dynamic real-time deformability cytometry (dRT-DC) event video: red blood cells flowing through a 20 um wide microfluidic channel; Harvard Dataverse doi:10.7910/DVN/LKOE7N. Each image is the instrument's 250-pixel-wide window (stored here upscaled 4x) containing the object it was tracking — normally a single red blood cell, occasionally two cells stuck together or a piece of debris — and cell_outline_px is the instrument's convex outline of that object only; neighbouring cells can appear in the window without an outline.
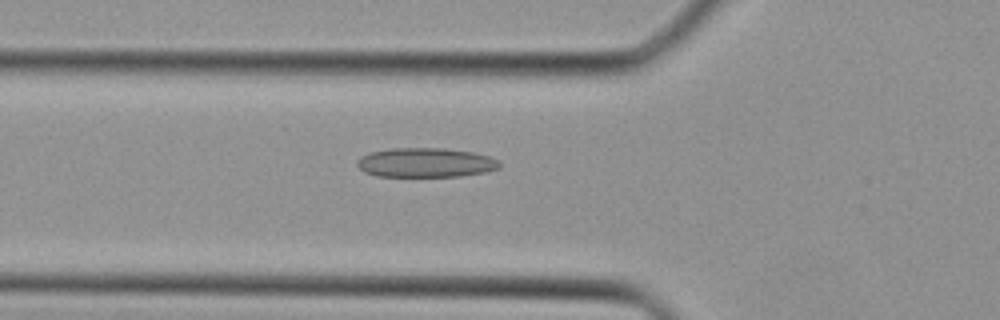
{"species": "Egyptian fruit bat (a non-hibernating species)", "species_latin": "Rousettus aegyptiacus", "temperature_condition": "cold", "stored_images_in_passage": 37, "camera_frame_rate_fps": 3000, "um_per_image_px": 0.085, "animal": {"sex": "female"}, "frame": {"image": 1, "passage_image": 12, "time_ms": 3.667, "image_size_px": [1000, 320], "cell_outline_px": [[500, 168], [488, 172], [460, 176], [376, 176], [364, 172], [356, 164], [356, 160], [360, 156], [368, 152], [392, 148], [444, 148], [472, 152], [488, 156], [500, 160]], "centroid_in_image_um": [36.17, 13.82], "position_along_channel_um": 89.6, "area_um2": 24.62}}
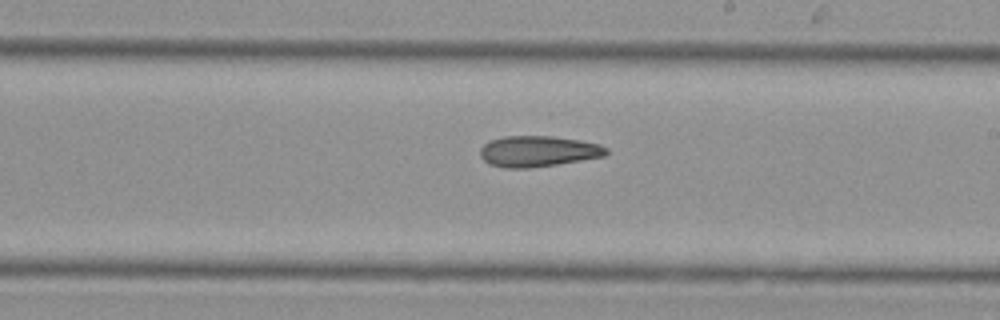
{"frame": {"image": 2, "passage_image": 21, "time_ms": 6.667, "image_size_px": [1000, 320], "cell_outline_px": [[608, 152], [604, 156], [556, 164], [528, 168], [504, 168], [488, 164], [480, 156], [480, 148], [488, 140], [504, 136], [552, 136], [580, 140], [600, 144], [608, 148]], "centroid_in_image_um": [45.7, 12.85], "position_along_channel_um": 243.3, "area_um2": 22.77}}
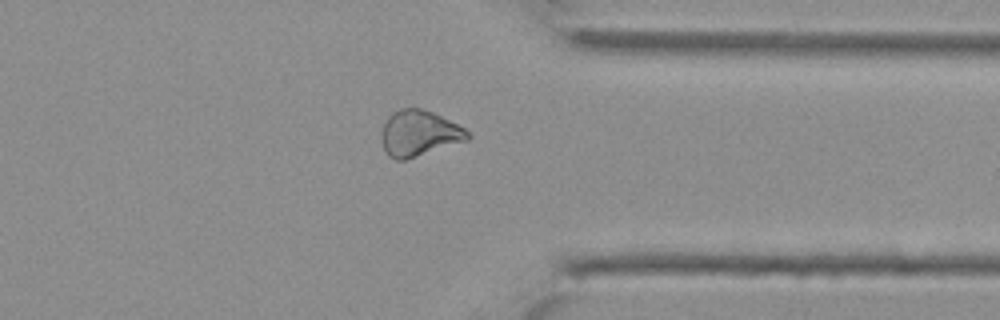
{"frame": {"image": 3, "passage_image": 29, "time_ms": 9.333, "image_size_px": [1000, 320], "cell_outline_px": [[472, 136], [468, 140], [404, 160], [396, 160], [388, 156], [384, 148], [380, 136], [384, 124], [388, 116], [392, 112], [400, 108], [420, 108], [432, 112], [464, 128]], "centroid_in_image_um": [35.6, 11.33], "position_along_channel_um": 375.8, "area_um2": 22.83}}